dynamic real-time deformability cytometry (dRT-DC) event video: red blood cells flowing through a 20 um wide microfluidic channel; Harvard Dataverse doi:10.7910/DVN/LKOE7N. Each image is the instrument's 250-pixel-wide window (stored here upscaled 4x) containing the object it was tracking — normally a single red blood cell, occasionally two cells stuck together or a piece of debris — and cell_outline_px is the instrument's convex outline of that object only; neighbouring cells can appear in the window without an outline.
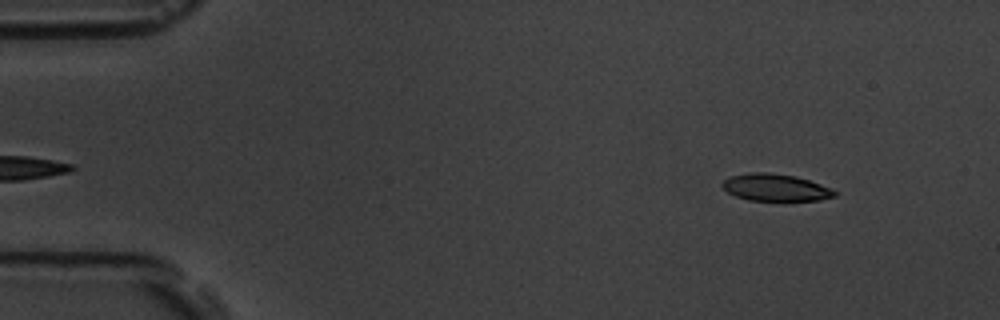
{"species": "common noctule bat (a hibernating species)", "species_latin": "Nyctalus noctula", "temperature_condition": "room temperature", "stored_images_in_passage": 55, "camera_frame_rate_fps": 3000, "um_per_image_px": 0.085, "animal": {"sex": "male", "body_mass_g": 19.5, "forearm_length_mm": 54.6}, "frame": {"image": 1, "passage_image": 4, "time_ms": 1.0, "image_size_px": [1000, 320], "cell_outline_px": [[836, 196], [820, 200], [748, 200], [736, 196], [728, 192], [720, 184], [724, 180], [732, 176], [752, 172], [768, 172], [796, 176], [832, 188], [836, 192]], "centroid_in_image_um": [65.93, 15.93], "position_along_channel_um": 19.1, "area_um2": 17.57}}
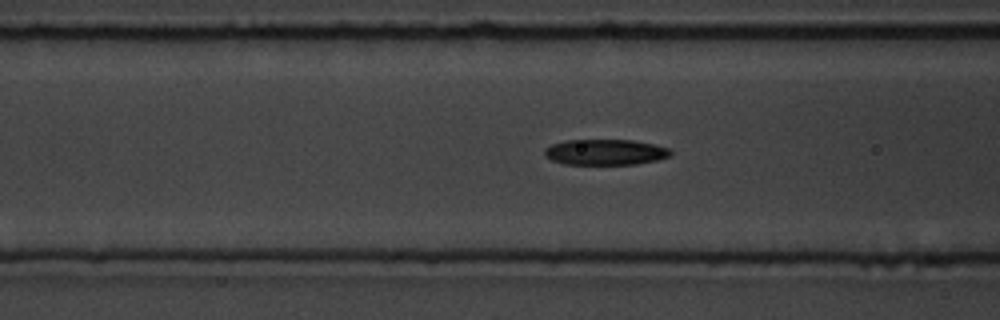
{"frame": {"image": 2, "passage_image": 20, "time_ms": 6.333, "image_size_px": [1000, 320], "cell_outline_px": [[672, 152], [668, 156], [656, 160], [636, 164], [564, 164], [552, 160], [544, 152], [544, 148], [552, 144], [564, 140], [632, 140], [652, 144], [668, 148]], "centroid_in_image_um": [51.42, 12.92], "position_along_channel_um": 115.2, "area_um2": 18.67}}
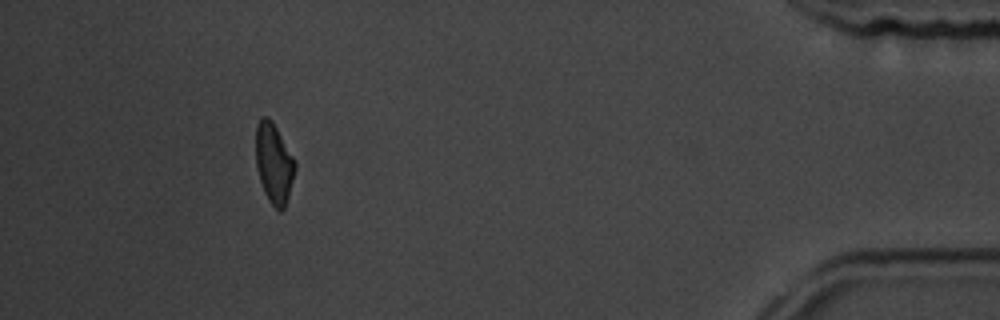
{"frame": {"image": 3, "passage_image": 50, "time_ms": 16.333, "image_size_px": [1000, 320], "cell_outline_px": [[296, 168], [288, 196], [284, 208], [280, 212], [268, 200], [264, 192], [260, 180], [256, 164], [256, 124], [260, 116], [268, 116], [272, 120], [292, 156], [296, 164]], "centroid_in_image_um": [23.26, 13.85], "position_along_channel_um": 411.9, "area_um2": 18.15}, "authors_computed_cell_mechanics": {"area_um2": 18.7272, "velocity_mm_per_s": 3.5793, "shape_relaxation_time_tau1_ms": 4.5349, "shape_relaxation_time_tau2_ms": 2.3843, "deformation_change_tau1": 0.1541, "deformation_change_tau2": 0.0951}}